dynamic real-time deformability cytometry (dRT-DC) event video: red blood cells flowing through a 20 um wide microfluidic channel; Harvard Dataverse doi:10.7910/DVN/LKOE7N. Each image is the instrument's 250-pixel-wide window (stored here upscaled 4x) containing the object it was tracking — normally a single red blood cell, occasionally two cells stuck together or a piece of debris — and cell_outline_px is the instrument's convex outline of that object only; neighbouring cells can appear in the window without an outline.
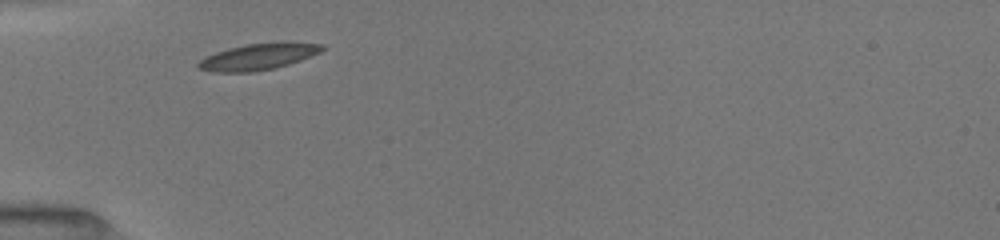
{"species": "common noctule bat (a hibernating species)", "species_latin": "Nyctalus noctula", "temperature_condition": "room temperature", "stored_images_in_passage": 35, "camera_frame_rate_fps": 3000, "um_per_image_px": 0.085, "animal": {"sex": "female", "body_mass_g": 19.5, "forearm_length_mm": 54.1}, "frame": {"image": 1, "passage_image": 1, "time_ms": 0.0, "image_size_px": [1000, 240], "cell_outline_px": [[324, 48], [320, 52], [300, 60], [288, 64], [272, 68], [252, 72], [212, 72], [196, 68], [196, 64], [204, 56], [228, 48], [244, 44], [280, 40], [324, 44]], "centroid_in_image_um": [21.94, 4.78], "position_along_channel_um": 63.1, "area_um2": 19.48}}
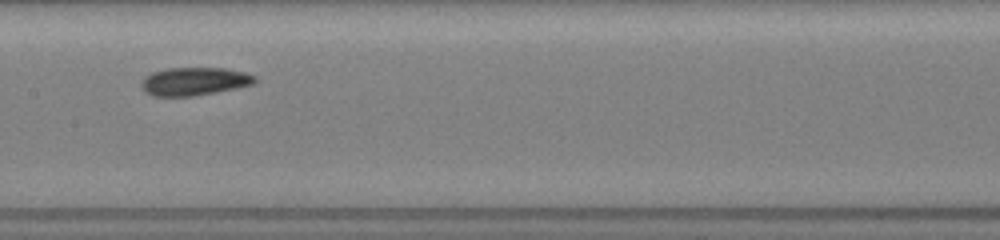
{"frame": {"image": 2, "passage_image": 11, "time_ms": 3.333, "image_size_px": [1000, 240], "cell_outline_px": [[256, 80], [252, 84], [236, 88], [216, 92], [192, 96], [152, 96], [144, 92], [140, 88], [140, 84], [144, 76], [152, 72], [168, 68], [224, 68], [244, 72], [256, 76]], "centroid_in_image_um": [16.46, 6.92], "position_along_channel_um": 190.9, "area_um2": 18.67}}
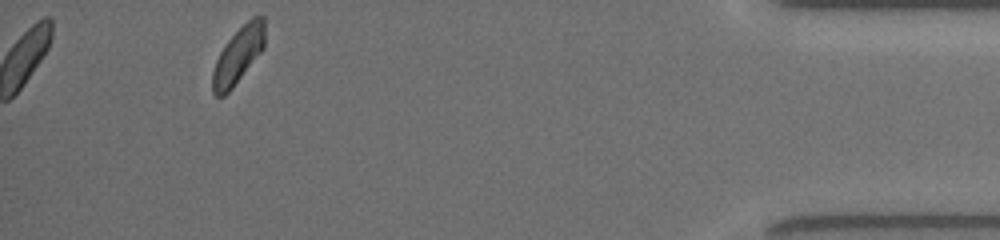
{"frame": {"image": 3, "passage_image": 32, "time_ms": 10.333, "image_size_px": [1000, 240], "cell_outline_px": [[264, 48], [232, 88], [224, 96], [216, 96], [212, 92], [212, 72], [216, 60], [220, 52], [228, 40], [252, 16], [264, 16]], "centroid_in_image_um": [20.23, 4.71], "position_along_channel_um": 415.0, "area_um2": 16.88}, "authors_computed_cell_mechanics": {"area_um2": 17.9758, "velocity_mm_per_s": 3.9979, "shape_relaxation_time_tau1_ms": 3.5255, "shape_relaxation_time_tau2_ms": 7.3128, "deformation_change_tau1": 0.1027, "deformation_change_tau2": 0.1569}}